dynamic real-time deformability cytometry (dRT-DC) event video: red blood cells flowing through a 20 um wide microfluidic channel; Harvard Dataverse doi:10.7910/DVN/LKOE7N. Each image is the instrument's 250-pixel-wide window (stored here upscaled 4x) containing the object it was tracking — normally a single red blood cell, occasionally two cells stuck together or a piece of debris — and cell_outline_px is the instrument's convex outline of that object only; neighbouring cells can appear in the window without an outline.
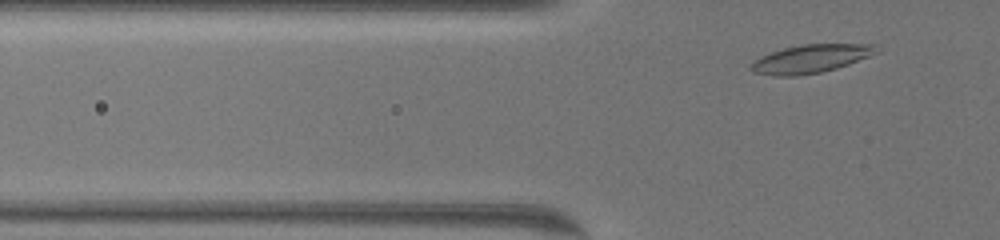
{"species": "common noctule bat (a hibernating species)", "species_latin": "Nyctalus noctula", "temperature_condition": "warm", "stored_images_in_passage": 8, "camera_frame_rate_fps": 3000, "um_per_image_px": 0.085, "animal": {"sex": "female", "body_mass_g": 19.5, "forearm_length_mm": 54.1}, "frame": {"image": 1, "passage_image": 5, "time_ms": 1.333, "image_size_px": [1000, 240], "cell_outline_px": [[876, 52], [868, 56], [848, 64], [836, 68], [820, 72], [796, 76], [772, 76], [756, 72], [752, 68], [752, 60], [760, 56], [784, 48], [804, 44], [876, 44]], "centroid_in_image_um": [68.88, 4.99], "position_along_channel_um": 56.9, "area_um2": 20.29}}